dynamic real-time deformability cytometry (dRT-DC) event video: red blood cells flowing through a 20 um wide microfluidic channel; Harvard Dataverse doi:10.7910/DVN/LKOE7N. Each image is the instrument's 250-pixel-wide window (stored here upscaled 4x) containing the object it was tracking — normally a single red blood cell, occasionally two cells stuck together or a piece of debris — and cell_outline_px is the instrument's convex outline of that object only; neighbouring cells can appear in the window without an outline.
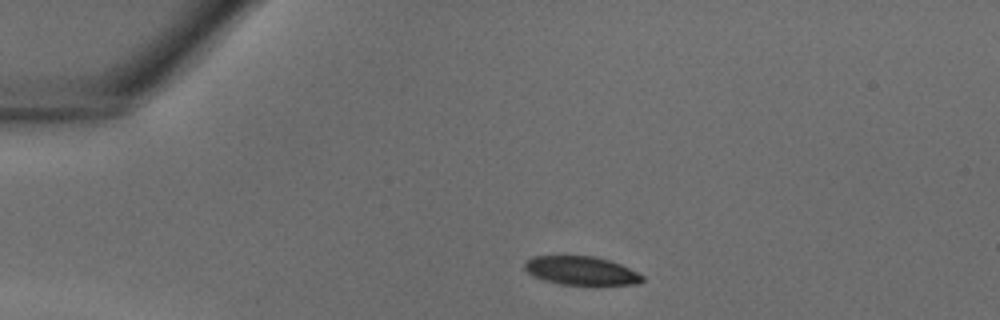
{"species": "common noctule bat (a hibernating species)", "species_latin": "Nyctalus noctula", "temperature_condition": "warm", "stored_images_in_passage": 32, "camera_frame_rate_fps": 3000, "um_per_image_px": 0.085, "animal": {"sex": "male", "body_mass_g": 18.8}, "frame": {"image": 1, "passage_image": 1, "time_ms": 0.0, "image_size_px": [1000, 320], "cell_outline_px": [[644, 280], [636, 284], [560, 284], [544, 280], [528, 272], [524, 268], [524, 264], [532, 256], [596, 256], [620, 264], [644, 276]], "centroid_in_image_um": [49.39, 23.0], "position_along_channel_um": 35.6, "area_um2": 19.25}}
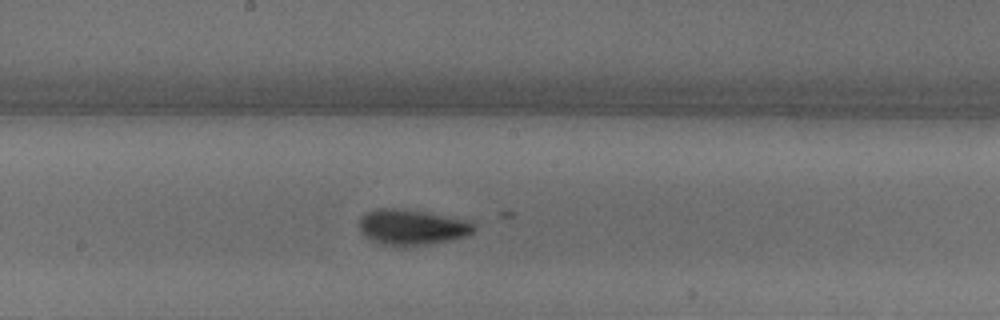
{"frame": {"image": 2, "passage_image": 14, "time_ms": 4.333, "image_size_px": [1000, 320], "cell_outline_px": [[476, 228], [468, 236], [452, 240], [428, 244], [380, 244], [364, 236], [360, 232], [360, 220], [368, 212], [376, 208], [400, 208], [472, 220], [476, 224]], "centroid_in_image_um": [35.09, 19.29], "position_along_channel_um": 213.1, "area_um2": 23.58}}
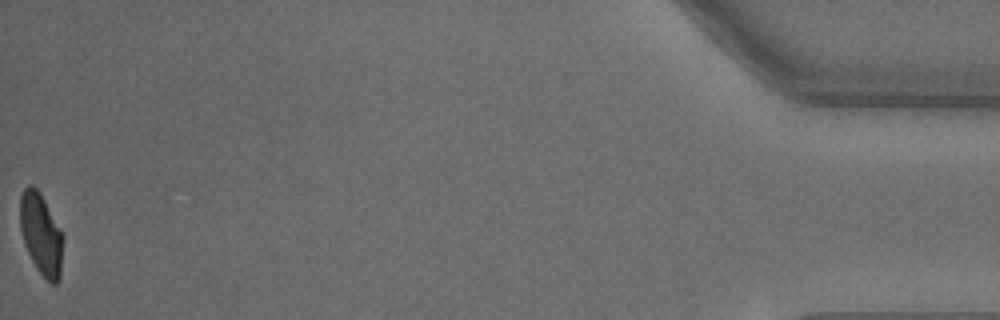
{"frame": {"image": 3, "passage_image": 32, "time_ms": 10.333, "image_size_px": [1000, 320], "cell_outline_px": [[64, 240], [60, 276], [56, 284], [52, 284], [36, 268], [24, 244], [20, 228], [20, 196], [24, 188], [28, 184], [32, 184], [40, 192], [64, 236]], "centroid_in_image_um": [3.49, 19.88], "position_along_channel_um": 431.7, "area_um2": 20.46}}